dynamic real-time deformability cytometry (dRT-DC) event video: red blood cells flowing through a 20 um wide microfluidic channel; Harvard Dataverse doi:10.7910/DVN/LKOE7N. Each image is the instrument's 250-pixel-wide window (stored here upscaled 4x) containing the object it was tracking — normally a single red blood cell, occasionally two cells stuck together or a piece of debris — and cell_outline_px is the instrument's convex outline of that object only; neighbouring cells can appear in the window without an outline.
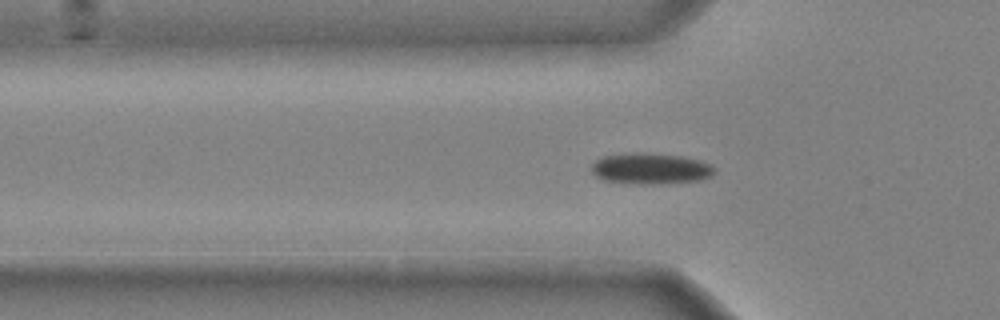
{"species": "common noctule bat (a hibernating species)", "species_latin": "Nyctalus noctula", "temperature_condition": "cold", "stored_images_in_passage": 29, "camera_frame_rate_fps": 3000, "um_per_image_px": 0.085, "animal": {"sex": "male", "body_mass_g": 20.4}, "frame": {"image": 1, "passage_image": 3, "time_ms": 0.667, "image_size_px": [1000, 320], "cell_outline_px": [[716, 172], [712, 176], [700, 180], [652, 184], [640, 184], [604, 180], [596, 176], [592, 172], [592, 164], [596, 160], [604, 156], [684, 156], [700, 160], [712, 164], [716, 168]], "centroid_in_image_um": [55.4, 14.39], "position_along_channel_um": 70.4, "area_um2": 21.1}}
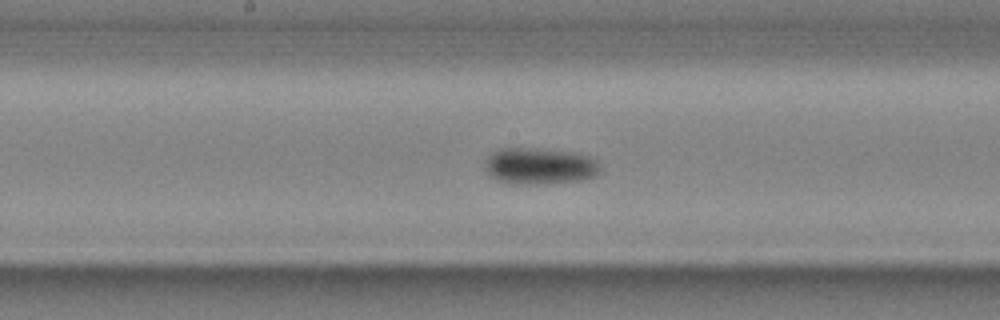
{"frame": {"image": 2, "passage_image": 13, "time_ms": 4.0, "image_size_px": [1000, 320], "cell_outline_px": [[600, 172], [596, 176], [580, 180], [544, 184], [512, 184], [500, 180], [492, 176], [484, 168], [484, 160], [492, 152], [500, 148], [536, 148], [576, 152], [592, 156], [600, 164]], "centroid_in_image_um": [45.9, 14.1], "position_along_channel_um": 202.3, "area_um2": 24.91}}
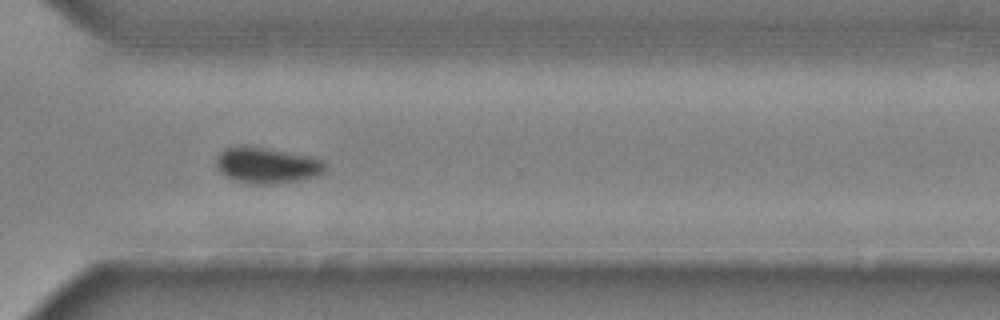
{"frame": {"image": 3, "passage_image": 24, "time_ms": 7.667, "image_size_px": [1000, 320], "cell_outline_px": [[324, 172], [320, 176], [272, 184], [256, 184], [232, 180], [224, 176], [220, 172], [216, 164], [216, 156], [224, 148], [244, 144], [324, 160]], "centroid_in_image_um": [22.61, 14.05], "position_along_channel_um": 348.0, "area_um2": 22.72}}